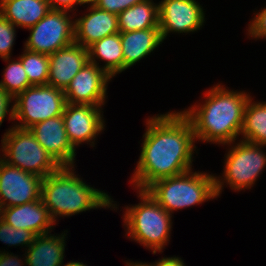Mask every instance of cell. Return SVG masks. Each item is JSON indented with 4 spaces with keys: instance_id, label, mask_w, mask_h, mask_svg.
<instances>
[{
    "instance_id": "1",
    "label": "cell",
    "mask_w": 266,
    "mask_h": 266,
    "mask_svg": "<svg viewBox=\"0 0 266 266\" xmlns=\"http://www.w3.org/2000/svg\"><path fill=\"white\" fill-rule=\"evenodd\" d=\"M131 184L146 190L155 181L192 169L195 137L190 121L180 112L150 117Z\"/></svg>"
},
{
    "instance_id": "2",
    "label": "cell",
    "mask_w": 266,
    "mask_h": 266,
    "mask_svg": "<svg viewBox=\"0 0 266 266\" xmlns=\"http://www.w3.org/2000/svg\"><path fill=\"white\" fill-rule=\"evenodd\" d=\"M205 103L181 113L190 121L195 139L230 145L240 135L244 111L251 97L245 92L227 90L220 84L205 92Z\"/></svg>"
},
{
    "instance_id": "3",
    "label": "cell",
    "mask_w": 266,
    "mask_h": 266,
    "mask_svg": "<svg viewBox=\"0 0 266 266\" xmlns=\"http://www.w3.org/2000/svg\"><path fill=\"white\" fill-rule=\"evenodd\" d=\"M73 168L61 167L42 180L41 199L54 223L58 216H72L100 207L117 209L107 193L85 184Z\"/></svg>"
},
{
    "instance_id": "4",
    "label": "cell",
    "mask_w": 266,
    "mask_h": 266,
    "mask_svg": "<svg viewBox=\"0 0 266 266\" xmlns=\"http://www.w3.org/2000/svg\"><path fill=\"white\" fill-rule=\"evenodd\" d=\"M191 171L157 180L146 191L170 215L173 211L216 198L215 176Z\"/></svg>"
},
{
    "instance_id": "5",
    "label": "cell",
    "mask_w": 266,
    "mask_h": 266,
    "mask_svg": "<svg viewBox=\"0 0 266 266\" xmlns=\"http://www.w3.org/2000/svg\"><path fill=\"white\" fill-rule=\"evenodd\" d=\"M141 202L126 207L124 227L126 234L133 240L143 244L153 254L162 249L170 238L172 215L161 207L146 190H138Z\"/></svg>"
},
{
    "instance_id": "6",
    "label": "cell",
    "mask_w": 266,
    "mask_h": 266,
    "mask_svg": "<svg viewBox=\"0 0 266 266\" xmlns=\"http://www.w3.org/2000/svg\"><path fill=\"white\" fill-rule=\"evenodd\" d=\"M1 158L8 165L45 178L61 166L40 145L30 129L9 128L1 139Z\"/></svg>"
},
{
    "instance_id": "7",
    "label": "cell",
    "mask_w": 266,
    "mask_h": 266,
    "mask_svg": "<svg viewBox=\"0 0 266 266\" xmlns=\"http://www.w3.org/2000/svg\"><path fill=\"white\" fill-rule=\"evenodd\" d=\"M231 146L225 161L223 180L215 176V190L220 195L224 183L239 191L251 188L258 176L266 166V153L262 151L263 145L253 144L241 140Z\"/></svg>"
},
{
    "instance_id": "8",
    "label": "cell",
    "mask_w": 266,
    "mask_h": 266,
    "mask_svg": "<svg viewBox=\"0 0 266 266\" xmlns=\"http://www.w3.org/2000/svg\"><path fill=\"white\" fill-rule=\"evenodd\" d=\"M14 125L29 129L34 124L60 116L66 106L63 90L50 85H33L14 98Z\"/></svg>"
},
{
    "instance_id": "9",
    "label": "cell",
    "mask_w": 266,
    "mask_h": 266,
    "mask_svg": "<svg viewBox=\"0 0 266 266\" xmlns=\"http://www.w3.org/2000/svg\"><path fill=\"white\" fill-rule=\"evenodd\" d=\"M25 49L45 55L74 43V21L65 10H49L37 24L29 28Z\"/></svg>"
},
{
    "instance_id": "10",
    "label": "cell",
    "mask_w": 266,
    "mask_h": 266,
    "mask_svg": "<svg viewBox=\"0 0 266 266\" xmlns=\"http://www.w3.org/2000/svg\"><path fill=\"white\" fill-rule=\"evenodd\" d=\"M42 180L0 158V209L39 200Z\"/></svg>"
},
{
    "instance_id": "11",
    "label": "cell",
    "mask_w": 266,
    "mask_h": 266,
    "mask_svg": "<svg viewBox=\"0 0 266 266\" xmlns=\"http://www.w3.org/2000/svg\"><path fill=\"white\" fill-rule=\"evenodd\" d=\"M110 80L111 77L100 66L87 62L63 91L66 102L101 107L105 104Z\"/></svg>"
},
{
    "instance_id": "12",
    "label": "cell",
    "mask_w": 266,
    "mask_h": 266,
    "mask_svg": "<svg viewBox=\"0 0 266 266\" xmlns=\"http://www.w3.org/2000/svg\"><path fill=\"white\" fill-rule=\"evenodd\" d=\"M158 14L163 41L170 32H195L205 21L203 7L196 0H162Z\"/></svg>"
},
{
    "instance_id": "13",
    "label": "cell",
    "mask_w": 266,
    "mask_h": 266,
    "mask_svg": "<svg viewBox=\"0 0 266 266\" xmlns=\"http://www.w3.org/2000/svg\"><path fill=\"white\" fill-rule=\"evenodd\" d=\"M101 108L66 103L62 114L63 122L68 139L74 148L83 142H90V146L94 147L96 135L98 136L105 127Z\"/></svg>"
},
{
    "instance_id": "14",
    "label": "cell",
    "mask_w": 266,
    "mask_h": 266,
    "mask_svg": "<svg viewBox=\"0 0 266 266\" xmlns=\"http://www.w3.org/2000/svg\"><path fill=\"white\" fill-rule=\"evenodd\" d=\"M29 129L61 167H74L76 148L68 139L62 115L38 122Z\"/></svg>"
},
{
    "instance_id": "15",
    "label": "cell",
    "mask_w": 266,
    "mask_h": 266,
    "mask_svg": "<svg viewBox=\"0 0 266 266\" xmlns=\"http://www.w3.org/2000/svg\"><path fill=\"white\" fill-rule=\"evenodd\" d=\"M48 58L47 84L64 91L73 77L89 62L88 48L74 42L48 55Z\"/></svg>"
},
{
    "instance_id": "16",
    "label": "cell",
    "mask_w": 266,
    "mask_h": 266,
    "mask_svg": "<svg viewBox=\"0 0 266 266\" xmlns=\"http://www.w3.org/2000/svg\"><path fill=\"white\" fill-rule=\"evenodd\" d=\"M89 13L74 21V42L88 48L102 38L119 33L118 15L90 3Z\"/></svg>"
},
{
    "instance_id": "17",
    "label": "cell",
    "mask_w": 266,
    "mask_h": 266,
    "mask_svg": "<svg viewBox=\"0 0 266 266\" xmlns=\"http://www.w3.org/2000/svg\"><path fill=\"white\" fill-rule=\"evenodd\" d=\"M0 219L10 226L32 231L36 235L51 233L50 230L55 225L41 198L0 209Z\"/></svg>"
},
{
    "instance_id": "18",
    "label": "cell",
    "mask_w": 266,
    "mask_h": 266,
    "mask_svg": "<svg viewBox=\"0 0 266 266\" xmlns=\"http://www.w3.org/2000/svg\"><path fill=\"white\" fill-rule=\"evenodd\" d=\"M124 70L149 55L162 42L160 28H149L131 32H120Z\"/></svg>"
},
{
    "instance_id": "19",
    "label": "cell",
    "mask_w": 266,
    "mask_h": 266,
    "mask_svg": "<svg viewBox=\"0 0 266 266\" xmlns=\"http://www.w3.org/2000/svg\"><path fill=\"white\" fill-rule=\"evenodd\" d=\"M65 236L49 233L36 235L33 243L25 252V264L28 266H63Z\"/></svg>"
},
{
    "instance_id": "20",
    "label": "cell",
    "mask_w": 266,
    "mask_h": 266,
    "mask_svg": "<svg viewBox=\"0 0 266 266\" xmlns=\"http://www.w3.org/2000/svg\"><path fill=\"white\" fill-rule=\"evenodd\" d=\"M49 10L48 0H0V14L21 28L34 26Z\"/></svg>"
},
{
    "instance_id": "21",
    "label": "cell",
    "mask_w": 266,
    "mask_h": 266,
    "mask_svg": "<svg viewBox=\"0 0 266 266\" xmlns=\"http://www.w3.org/2000/svg\"><path fill=\"white\" fill-rule=\"evenodd\" d=\"M89 62L99 66L95 60L105 62L102 69L113 78L116 74L124 71V59L121 45L120 32L102 38L88 47Z\"/></svg>"
},
{
    "instance_id": "22",
    "label": "cell",
    "mask_w": 266,
    "mask_h": 266,
    "mask_svg": "<svg viewBox=\"0 0 266 266\" xmlns=\"http://www.w3.org/2000/svg\"><path fill=\"white\" fill-rule=\"evenodd\" d=\"M159 27L158 4L145 0L118 14L119 32H131Z\"/></svg>"
},
{
    "instance_id": "23",
    "label": "cell",
    "mask_w": 266,
    "mask_h": 266,
    "mask_svg": "<svg viewBox=\"0 0 266 266\" xmlns=\"http://www.w3.org/2000/svg\"><path fill=\"white\" fill-rule=\"evenodd\" d=\"M243 141L266 146V102L247 101L240 132Z\"/></svg>"
},
{
    "instance_id": "24",
    "label": "cell",
    "mask_w": 266,
    "mask_h": 266,
    "mask_svg": "<svg viewBox=\"0 0 266 266\" xmlns=\"http://www.w3.org/2000/svg\"><path fill=\"white\" fill-rule=\"evenodd\" d=\"M19 59L32 85H47L49 75L48 55L25 49Z\"/></svg>"
},
{
    "instance_id": "25",
    "label": "cell",
    "mask_w": 266,
    "mask_h": 266,
    "mask_svg": "<svg viewBox=\"0 0 266 266\" xmlns=\"http://www.w3.org/2000/svg\"><path fill=\"white\" fill-rule=\"evenodd\" d=\"M3 60L6 62L9 61V64L4 69L3 80L0 81V87L15 98L26 88L33 85L29 82L20 59L14 61L10 60V58H3Z\"/></svg>"
},
{
    "instance_id": "26",
    "label": "cell",
    "mask_w": 266,
    "mask_h": 266,
    "mask_svg": "<svg viewBox=\"0 0 266 266\" xmlns=\"http://www.w3.org/2000/svg\"><path fill=\"white\" fill-rule=\"evenodd\" d=\"M35 237L36 234L32 231L17 229L0 219V241L8 244V246L25 245L29 247L33 243Z\"/></svg>"
},
{
    "instance_id": "27",
    "label": "cell",
    "mask_w": 266,
    "mask_h": 266,
    "mask_svg": "<svg viewBox=\"0 0 266 266\" xmlns=\"http://www.w3.org/2000/svg\"><path fill=\"white\" fill-rule=\"evenodd\" d=\"M15 27L0 14V57L2 59L11 57V50L16 36Z\"/></svg>"
},
{
    "instance_id": "28",
    "label": "cell",
    "mask_w": 266,
    "mask_h": 266,
    "mask_svg": "<svg viewBox=\"0 0 266 266\" xmlns=\"http://www.w3.org/2000/svg\"><path fill=\"white\" fill-rule=\"evenodd\" d=\"M145 0H96L93 4L98 8L118 15L125 9Z\"/></svg>"
},
{
    "instance_id": "29",
    "label": "cell",
    "mask_w": 266,
    "mask_h": 266,
    "mask_svg": "<svg viewBox=\"0 0 266 266\" xmlns=\"http://www.w3.org/2000/svg\"><path fill=\"white\" fill-rule=\"evenodd\" d=\"M254 17L248 25V35L255 39H266V7L261 12L256 13Z\"/></svg>"
},
{
    "instance_id": "30",
    "label": "cell",
    "mask_w": 266,
    "mask_h": 266,
    "mask_svg": "<svg viewBox=\"0 0 266 266\" xmlns=\"http://www.w3.org/2000/svg\"><path fill=\"white\" fill-rule=\"evenodd\" d=\"M14 100V97L6 92L2 87H0V125H2L4 118L9 113V120H14V102L13 105L10 107L11 101Z\"/></svg>"
},
{
    "instance_id": "31",
    "label": "cell",
    "mask_w": 266,
    "mask_h": 266,
    "mask_svg": "<svg viewBox=\"0 0 266 266\" xmlns=\"http://www.w3.org/2000/svg\"><path fill=\"white\" fill-rule=\"evenodd\" d=\"M51 10H65L71 12L75 5L88 4V0H48Z\"/></svg>"
},
{
    "instance_id": "32",
    "label": "cell",
    "mask_w": 266,
    "mask_h": 266,
    "mask_svg": "<svg viewBox=\"0 0 266 266\" xmlns=\"http://www.w3.org/2000/svg\"><path fill=\"white\" fill-rule=\"evenodd\" d=\"M22 260L15 256L14 254L6 253L5 251L1 253L0 251V266H22L24 265Z\"/></svg>"
},
{
    "instance_id": "33",
    "label": "cell",
    "mask_w": 266,
    "mask_h": 266,
    "mask_svg": "<svg viewBox=\"0 0 266 266\" xmlns=\"http://www.w3.org/2000/svg\"><path fill=\"white\" fill-rule=\"evenodd\" d=\"M155 266H185L179 257H165L155 262Z\"/></svg>"
},
{
    "instance_id": "34",
    "label": "cell",
    "mask_w": 266,
    "mask_h": 266,
    "mask_svg": "<svg viewBox=\"0 0 266 266\" xmlns=\"http://www.w3.org/2000/svg\"><path fill=\"white\" fill-rule=\"evenodd\" d=\"M127 266H155V263L151 264H146V263H139V262H126Z\"/></svg>"
},
{
    "instance_id": "35",
    "label": "cell",
    "mask_w": 266,
    "mask_h": 266,
    "mask_svg": "<svg viewBox=\"0 0 266 266\" xmlns=\"http://www.w3.org/2000/svg\"><path fill=\"white\" fill-rule=\"evenodd\" d=\"M64 266H88V265H86V264H83V262H74V261H72V262H69V263H67L66 265L64 264Z\"/></svg>"
},
{
    "instance_id": "36",
    "label": "cell",
    "mask_w": 266,
    "mask_h": 266,
    "mask_svg": "<svg viewBox=\"0 0 266 266\" xmlns=\"http://www.w3.org/2000/svg\"><path fill=\"white\" fill-rule=\"evenodd\" d=\"M96 0H88V3H94Z\"/></svg>"
}]
</instances>
